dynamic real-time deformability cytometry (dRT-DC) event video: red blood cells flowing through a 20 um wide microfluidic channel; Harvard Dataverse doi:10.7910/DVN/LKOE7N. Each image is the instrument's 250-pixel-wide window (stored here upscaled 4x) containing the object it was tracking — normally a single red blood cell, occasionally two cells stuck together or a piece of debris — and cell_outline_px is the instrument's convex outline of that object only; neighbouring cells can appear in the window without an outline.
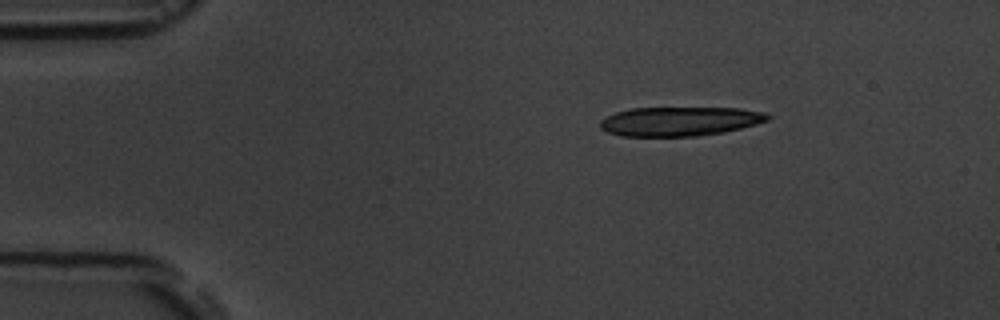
{"species": "common noctule bat (a hibernating species)", "species_latin": "Nyctalus noctula", "temperature_condition": "room temperature", "stored_images_in_passage": 3, "camera_frame_rate_fps": 3000, "um_per_image_px": 0.085, "animal": {"sex": "male", "body_mass_g": 19.5, "forearm_length_mm": 54.6}, "frame": {"image": 1, "passage_image": 1, "time_ms": 0.0, "image_size_px": [1000, 320], "cell_outline_px": [[772, 116], [768, 120], [756, 124], [724, 132], [696, 136], [620, 136], [608, 132], [600, 128], [600, 120], [616, 112], [632, 108], [740, 108], [764, 112]], "centroid_in_image_um": [57.78, 10.31], "position_along_channel_um": 27.2, "area_um2": 28.44}}